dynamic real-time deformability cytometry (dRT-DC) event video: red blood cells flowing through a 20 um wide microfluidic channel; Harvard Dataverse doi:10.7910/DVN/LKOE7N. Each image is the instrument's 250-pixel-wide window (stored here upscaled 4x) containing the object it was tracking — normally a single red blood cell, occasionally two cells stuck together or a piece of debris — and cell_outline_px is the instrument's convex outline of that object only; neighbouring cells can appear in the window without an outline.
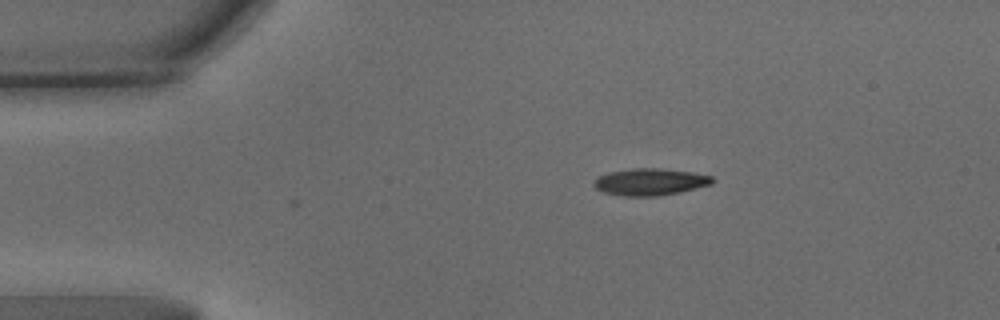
{"species": "common noctule bat (a hibernating species)", "species_latin": "Nyctalus noctula", "temperature_condition": "warm", "stored_images_in_passage": 39, "camera_frame_rate_fps": 3000, "um_per_image_px": 0.085, "animal": {"sex": "male", "body_mass_g": 15.6}, "frame": {"image": 1, "passage_image": 1, "time_ms": 0.0, "image_size_px": [1000, 320], "cell_outline_px": [[716, 180], [712, 184], [680, 192], [656, 196], [624, 196], [604, 192], [596, 188], [592, 184], [600, 176], [608, 172], [632, 168], [660, 168], [692, 172], [712, 176]], "centroid_in_image_um": [55.29, 15.45], "position_along_channel_um": 29.7, "area_um2": 18.55}}
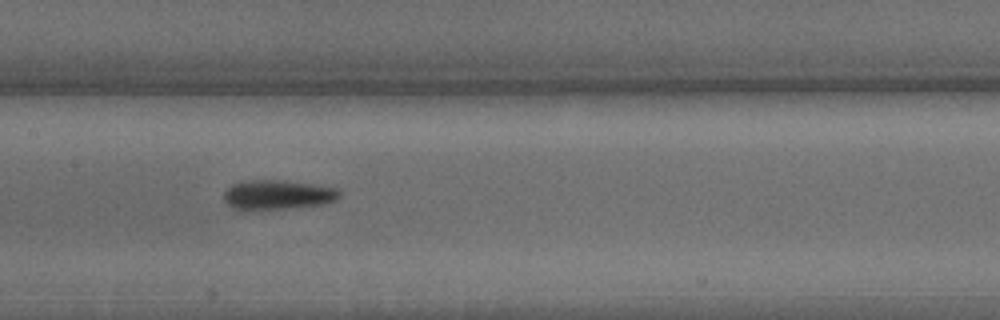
{"frame": {"image": 2, "passage_image": 20, "time_ms": 6.333, "image_size_px": [1000, 320], "cell_outline_px": [[340, 196], [332, 200], [320, 204], [284, 208], [244, 212], [232, 208], [224, 200], [224, 192], [232, 184], [244, 180], [284, 180], [312, 184], [336, 188], [340, 192]], "centroid_in_image_um": [23.49, 16.56], "position_along_channel_um": 183.9, "area_um2": 20.0}}
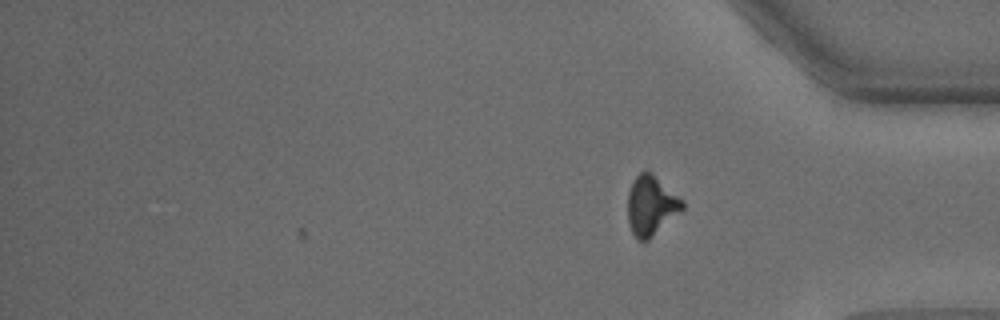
{"frame": {"image": 3, "passage_image": 39, "time_ms": 12.667, "image_size_px": [1000, 320], "cell_outline_px": [[684, 208], [680, 212], [648, 240], [636, 240], [628, 224], [628, 192], [632, 180], [640, 172], [652, 172], [684, 200]], "centroid_in_image_um": [55.34, 17.46], "position_along_channel_um": 379.9, "area_um2": 19.07}, "authors_computed_cell_mechanics": {"area_um2": 19.5364, "velocity_mm_per_s": 3.2335, "shape_relaxation_time_tau1_ms": 4.0643, "shape_relaxation_time_tau2_ms": 4.7422, "deformation_change_tau1": 0.1706, "deformation_change_tau2": 0.1242}}